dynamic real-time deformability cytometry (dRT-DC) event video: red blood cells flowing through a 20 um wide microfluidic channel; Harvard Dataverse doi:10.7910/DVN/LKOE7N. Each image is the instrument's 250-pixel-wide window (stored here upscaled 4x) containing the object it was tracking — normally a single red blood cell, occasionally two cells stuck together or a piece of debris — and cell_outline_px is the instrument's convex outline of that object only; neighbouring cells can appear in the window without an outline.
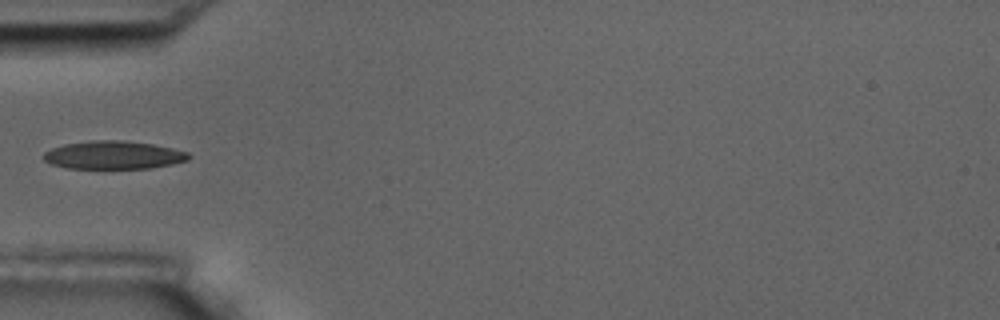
{"species": "common noctule bat (a hibernating species)", "species_latin": "Nyctalus noctula", "temperature_condition": "room temperature", "stored_images_in_passage": 8, "camera_frame_rate_fps": 3000, "um_per_image_px": 0.085, "animal": {"sex": "male", "body_mass_g": 17.5, "forearm_length_mm": 52.3}, "frame": {"image": 1, "passage_image": 5, "time_ms": 5.0, "image_size_px": [1000, 320], "cell_outline_px": [[192, 156], [188, 160], [172, 164], [148, 168], [68, 168], [52, 164], [44, 160], [40, 156], [44, 152], [52, 148], [64, 144], [92, 140], [124, 140], [152, 144], [172, 148], [188, 152]], "centroid_in_image_um": [9.63, 13.17], "position_along_channel_um": 75.4, "area_um2": 23.81}}
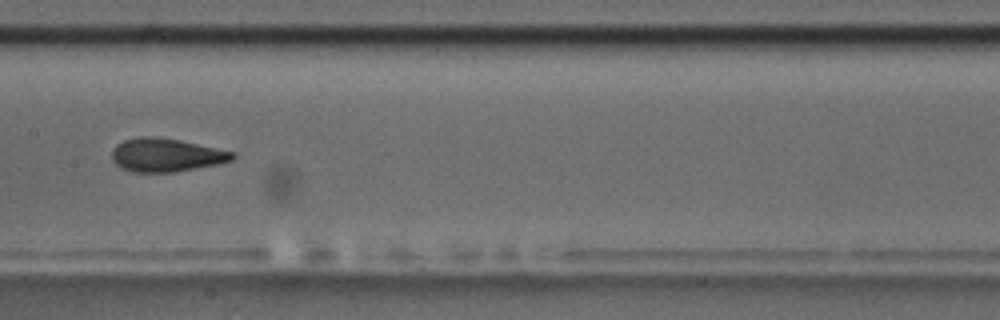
{"frame": {"image": 2, "passage_image": 8, "time_ms": 8.333, "image_size_px": [1000, 320], "cell_outline_px": [[236, 156], [232, 160], [220, 164], [172, 172], [136, 172], [124, 168], [116, 164], [112, 160], [112, 148], [116, 144], [124, 140], [140, 136], [152, 136], [180, 140], [236, 152]], "centroid_in_image_um": [14.14, 13.17], "position_along_channel_um": 193.3, "area_um2": 23.47}}